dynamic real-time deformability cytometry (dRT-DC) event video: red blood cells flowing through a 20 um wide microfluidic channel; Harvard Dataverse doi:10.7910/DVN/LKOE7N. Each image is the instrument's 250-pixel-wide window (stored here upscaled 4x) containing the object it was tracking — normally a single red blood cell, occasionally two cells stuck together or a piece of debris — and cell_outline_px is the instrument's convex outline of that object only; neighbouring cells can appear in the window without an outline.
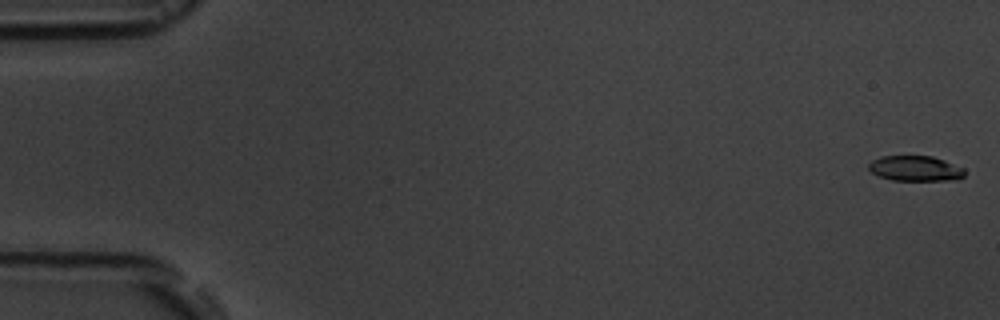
{"species": "common noctule bat (a hibernating species)", "species_latin": "Nyctalus noctula", "temperature_condition": "room temperature", "stored_images_in_passage": 7, "camera_frame_rate_fps": 3000, "um_per_image_px": 0.085, "animal": {"sex": "male", "body_mass_g": 19.5, "forearm_length_mm": 54.6}, "frame": {"image": 1, "passage_image": 1, "time_ms": 0.0, "image_size_px": [1000, 320], "cell_outline_px": [[964, 176], [960, 180], [892, 180], [880, 176], [872, 172], [868, 168], [868, 164], [872, 160], [880, 156], [932, 156], [944, 160], [964, 168]], "centroid_in_image_um": [77.82, 14.32], "position_along_channel_um": 7.2, "area_um2": 14.16}}
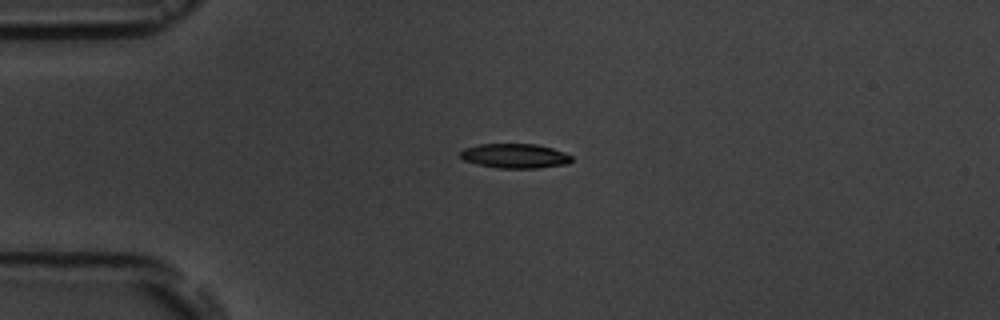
{"frame": {"image": 2, "passage_image": 5, "time_ms": 4.333, "image_size_px": [1000, 320], "cell_outline_px": [[572, 160], [568, 164], [536, 168], [500, 168], [480, 164], [464, 160], [460, 156], [460, 152], [464, 148], [480, 144], [536, 144], [552, 148], [564, 152], [572, 156]], "centroid_in_image_um": [43.79, 13.25], "position_along_channel_um": 41.2, "area_um2": 15.78}}
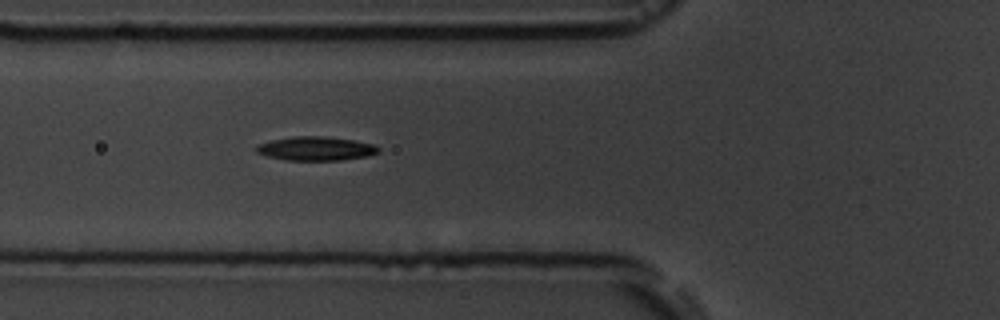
{"frame": {"image": 3, "passage_image": 7, "time_ms": 6.667, "image_size_px": [1000, 320], "cell_outline_px": [[380, 152], [368, 156], [340, 160], [284, 160], [268, 156], [256, 152], [256, 148], [260, 144], [272, 140], [292, 136], [320, 136], [352, 140], [376, 144], [380, 148]], "centroid_in_image_um": [26.89, 12.63], "position_along_channel_um": 98.9, "area_um2": 16.94}}